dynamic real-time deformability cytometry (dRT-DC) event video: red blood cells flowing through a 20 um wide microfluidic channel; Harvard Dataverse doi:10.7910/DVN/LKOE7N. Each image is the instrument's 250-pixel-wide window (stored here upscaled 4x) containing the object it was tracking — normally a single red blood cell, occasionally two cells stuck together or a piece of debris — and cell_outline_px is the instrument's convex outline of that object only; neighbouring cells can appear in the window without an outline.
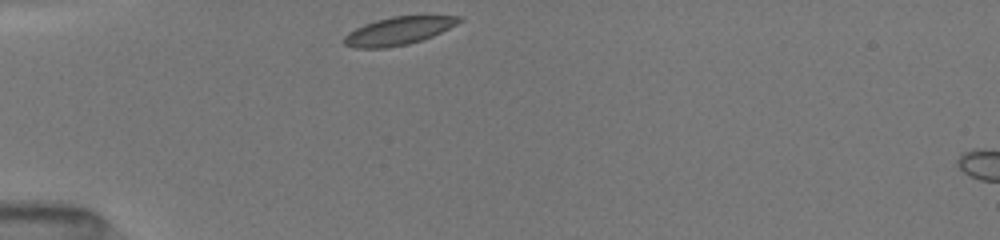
{"species": "common noctule bat (a hibernating species)", "species_latin": "Nyctalus noctula", "temperature_condition": "room temperature", "stored_images_in_passage": 8, "camera_frame_rate_fps": 3000, "um_per_image_px": 0.085, "animal": {"sex": "female", "body_mass_g": 19.5, "forearm_length_mm": 54.1}, "frame": {"image": 1, "passage_image": 1, "time_ms": 0.0, "image_size_px": [1000, 240], "cell_outline_px": [[464, 20], [432, 36], [408, 44], [384, 48], [352, 48], [344, 44], [344, 36], [348, 32], [364, 24], [376, 20], [392, 16], [460, 16]], "centroid_in_image_um": [33.83, 2.63], "position_along_channel_um": 51.2, "area_um2": 18.55}}